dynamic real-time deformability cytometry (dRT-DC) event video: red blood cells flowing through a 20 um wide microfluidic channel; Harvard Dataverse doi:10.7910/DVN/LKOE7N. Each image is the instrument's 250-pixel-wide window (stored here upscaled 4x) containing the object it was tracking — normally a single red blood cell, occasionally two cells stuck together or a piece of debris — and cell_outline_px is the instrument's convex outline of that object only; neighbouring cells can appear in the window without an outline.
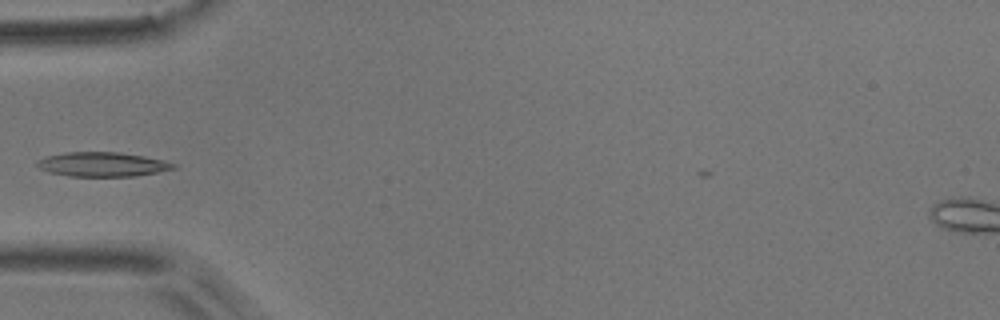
{"species": "common noctule bat (a hibernating species)", "species_latin": "Nyctalus noctula", "temperature_condition": "room temperature", "stored_images_in_passage": 5, "camera_frame_rate_fps": 3000, "um_per_image_px": 0.085, "animal": {"sex": "male", "body_mass_g": 17.9}, "frame": {"image": 1, "passage_image": 5, "time_ms": 1.333, "image_size_px": [1000, 320], "cell_outline_px": [[180, 168], [136, 176], [68, 176], [48, 172], [40, 168], [36, 164], [36, 160], [48, 156], [64, 152], [120, 152], [144, 156], [164, 160], [176, 164]], "centroid_in_image_um": [8.74, 13.97], "position_along_channel_um": 76.3, "area_um2": 19.54}}